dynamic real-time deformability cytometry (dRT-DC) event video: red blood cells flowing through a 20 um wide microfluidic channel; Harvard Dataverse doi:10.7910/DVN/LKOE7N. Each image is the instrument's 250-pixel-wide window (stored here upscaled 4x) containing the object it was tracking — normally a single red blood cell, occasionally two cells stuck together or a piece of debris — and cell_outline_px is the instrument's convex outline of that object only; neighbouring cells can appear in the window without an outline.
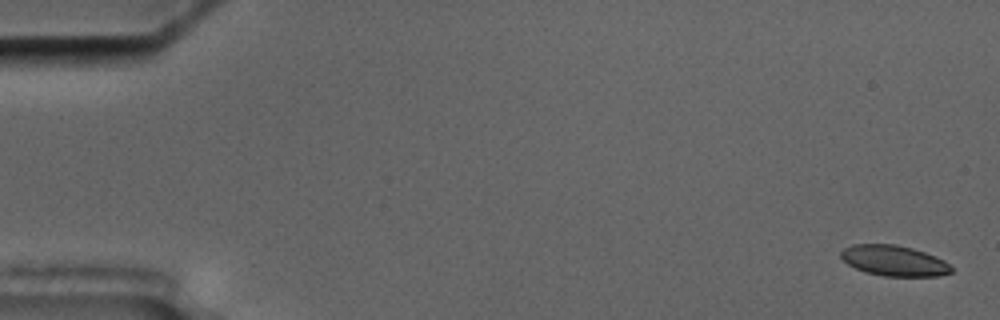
{"species": "common noctule bat (a hibernating species)", "species_latin": "Nyctalus noctula", "temperature_condition": "cold", "stored_images_in_passage": 7, "camera_frame_rate_fps": 3000, "um_per_image_px": 0.085, "animal": {"sex": "male", "body_mass_g": 17.5, "forearm_length_mm": 52.3}, "frame": {"image": 1, "passage_image": 1, "time_ms": 0.0, "image_size_px": [1000, 320], "cell_outline_px": [[952, 272], [940, 276], [884, 276], [868, 272], [856, 268], [848, 264], [840, 256], [840, 252], [844, 248], [852, 244], [896, 244], [912, 248], [924, 252], [944, 260], [952, 268]], "centroid_in_image_um": [75.99, 22.15], "position_along_channel_um": 9.0, "area_um2": 19.54}}
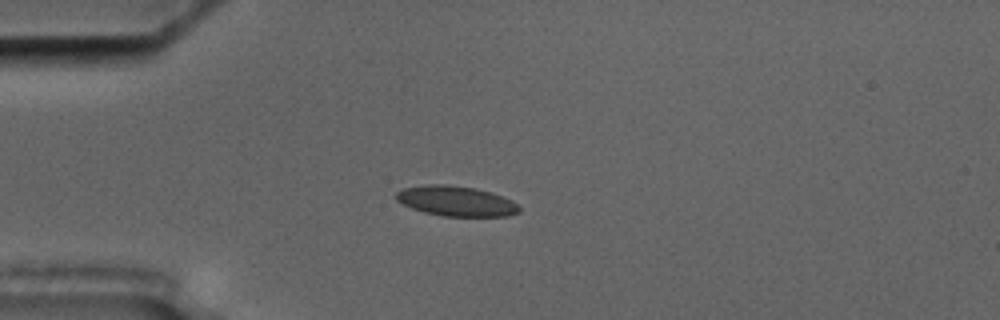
{"frame": {"image": 2, "passage_image": 5, "time_ms": 4.667, "image_size_px": [1000, 320], "cell_outline_px": [[520, 212], [508, 216], [444, 216], [424, 212], [412, 208], [396, 200], [396, 192], [404, 188], [428, 184], [448, 184], [476, 188], [512, 200], [520, 208]], "centroid_in_image_um": [38.76, 17.09], "position_along_channel_um": 46.2, "area_um2": 21.44}}